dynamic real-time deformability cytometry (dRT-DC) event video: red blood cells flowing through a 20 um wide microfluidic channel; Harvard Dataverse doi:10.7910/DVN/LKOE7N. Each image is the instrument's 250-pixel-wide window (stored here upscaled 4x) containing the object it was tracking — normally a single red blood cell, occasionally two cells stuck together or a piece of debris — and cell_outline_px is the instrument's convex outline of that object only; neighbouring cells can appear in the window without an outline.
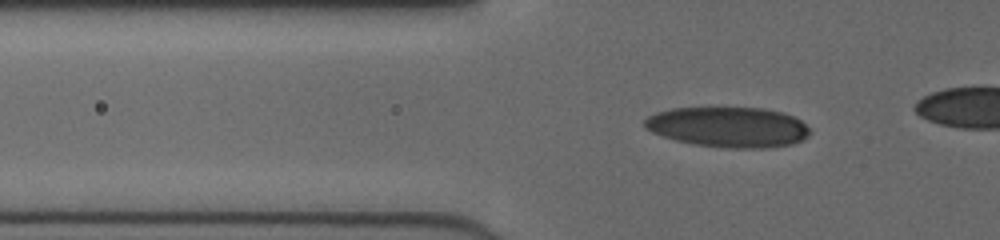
{"species": "human", "species_latin": "Homo sapiens", "temperature_condition": "cold", "stored_images_in_passage": 40, "camera_frame_rate_fps": 3000, "um_per_image_px": 0.085, "donor": {"sex": "female"}, "frame": {"image": 1, "passage_image": 11, "time_ms": 3.333, "image_size_px": [1000, 240], "cell_outline_px": [[808, 136], [792, 144], [764, 148], [724, 148], [696, 144], [676, 140], [652, 132], [644, 128], [644, 120], [648, 116], [656, 112], [672, 108], [764, 108], [784, 112], [800, 120], [808, 128]], "centroid_in_image_um": [61.88, 10.79], "position_along_channel_um": 63.9, "area_um2": 38.67}}
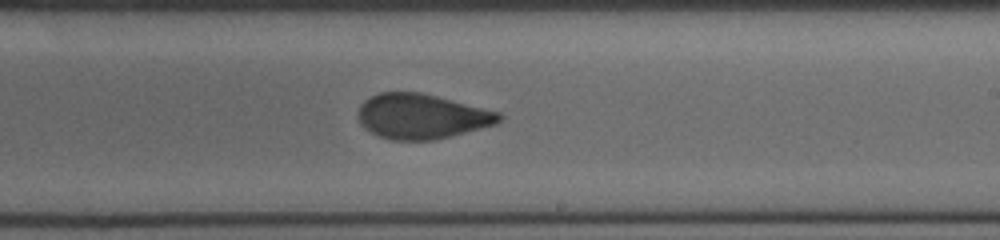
{"frame": {"image": 2, "passage_image": 26, "time_ms": 8.333, "image_size_px": [1000, 240], "cell_outline_px": [[504, 116], [496, 124], [432, 140], [392, 140], [380, 136], [364, 128], [360, 124], [356, 112], [360, 104], [368, 96], [380, 92], [420, 92], [500, 112]], "centroid_in_image_um": [35.78, 9.88], "position_along_channel_um": 253.2, "area_um2": 36.82}}
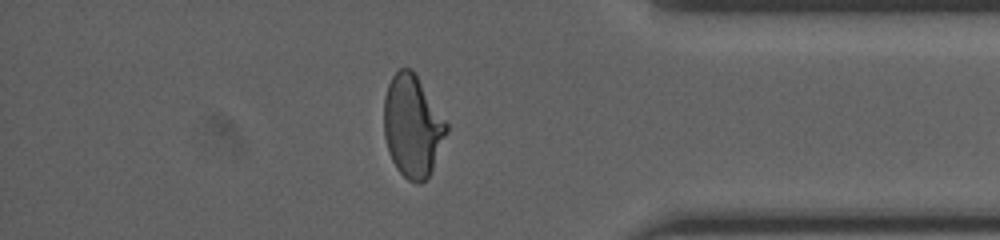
{"frame": {"image": 3, "passage_image": 38, "time_ms": 12.333, "image_size_px": [1000, 240], "cell_outline_px": [[448, 132], [432, 168], [428, 176], [420, 184], [416, 184], [408, 180], [396, 168], [388, 152], [384, 136], [384, 96], [388, 84], [392, 76], [400, 68], [412, 68], [448, 124]], "centroid_in_image_um": [35.05, 10.72], "position_along_channel_um": 400.2, "area_um2": 37.11}}